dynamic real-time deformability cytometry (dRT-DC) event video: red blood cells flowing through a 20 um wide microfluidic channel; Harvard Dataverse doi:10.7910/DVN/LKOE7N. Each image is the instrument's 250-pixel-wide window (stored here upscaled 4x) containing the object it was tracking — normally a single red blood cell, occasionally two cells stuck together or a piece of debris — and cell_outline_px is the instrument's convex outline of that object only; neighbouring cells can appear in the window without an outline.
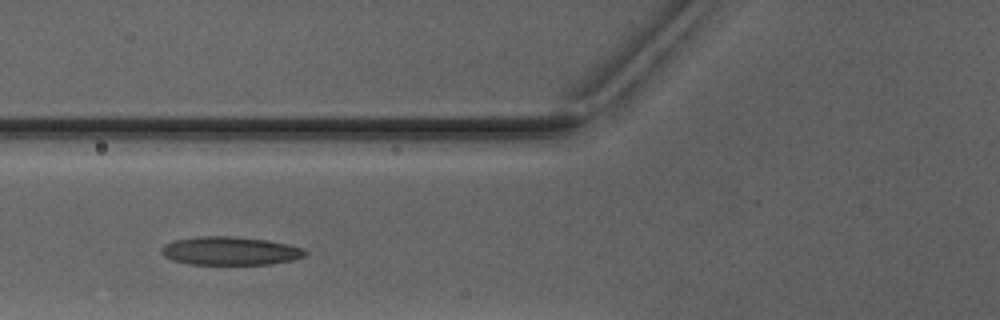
{"species": "Egyptian fruit bat (a non-hibernating species)", "species_latin": "Rousettus aegyptiacus", "temperature_condition": "warm", "stored_images_in_passage": 3, "camera_frame_rate_fps": 3000, "um_per_image_px": 0.085, "animal": {"sex": "male"}, "frame": {"image": 1, "passage_image": 3, "time_ms": 2.333, "image_size_px": [1000, 320], "cell_outline_px": [[308, 256], [292, 260], [272, 264], [188, 264], [172, 260], [164, 256], [160, 252], [160, 248], [164, 244], [172, 240], [200, 236], [232, 236], [268, 240], [288, 244], [304, 248], [308, 252]], "centroid_in_image_um": [19.57, 21.32], "position_along_channel_um": 106.2, "area_um2": 24.1}}